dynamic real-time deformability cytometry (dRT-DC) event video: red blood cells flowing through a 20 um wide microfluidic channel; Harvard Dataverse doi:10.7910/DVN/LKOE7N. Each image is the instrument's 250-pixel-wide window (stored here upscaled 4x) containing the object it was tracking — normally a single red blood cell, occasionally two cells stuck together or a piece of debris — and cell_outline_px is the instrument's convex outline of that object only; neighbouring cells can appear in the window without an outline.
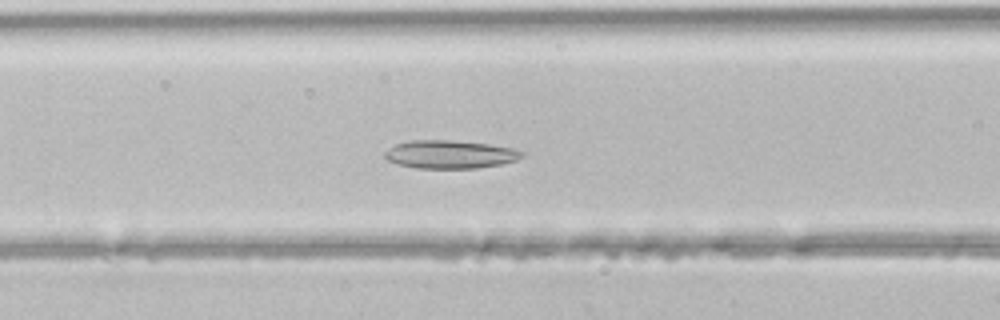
{"species": "common noctule bat (a hibernating species)", "species_latin": "Nyctalus noctula", "temperature_condition": "room temperature", "stored_images_in_passage": 47, "camera_frame_rate_fps": 3000, "um_per_image_px": 0.085, "animal": {"sex": "male", "body_mass_g": 21.5, "forearm_length_mm": 52.0}, "frame": {"image": 1, "passage_image": 19, "time_ms": 6.0, "image_size_px": [1000, 320], "cell_outline_px": [[524, 156], [516, 160], [500, 164], [476, 168], [416, 168], [400, 164], [388, 160], [384, 156], [384, 152], [388, 148], [396, 144], [412, 140], [452, 140], [488, 144], [512, 148], [524, 152]], "centroid_in_image_um": [38.25, 13.12], "position_along_channel_um": 128.4, "area_um2": 22.37}}
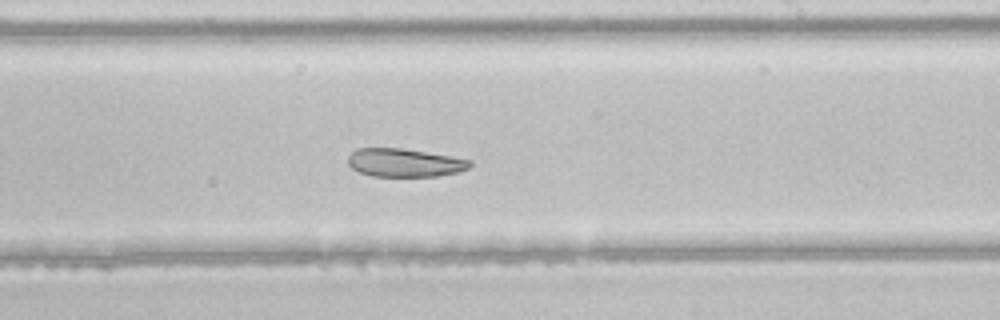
{"frame": {"image": 2, "passage_image": 28, "time_ms": 9.0, "image_size_px": [1000, 320], "cell_outline_px": [[472, 164], [468, 168], [456, 172], [436, 176], [372, 176], [360, 172], [352, 168], [348, 164], [348, 156], [356, 148], [400, 148], [452, 156], [472, 160]], "centroid_in_image_um": [34.38, 13.82], "position_along_channel_um": 254.6, "area_um2": 20.0}}
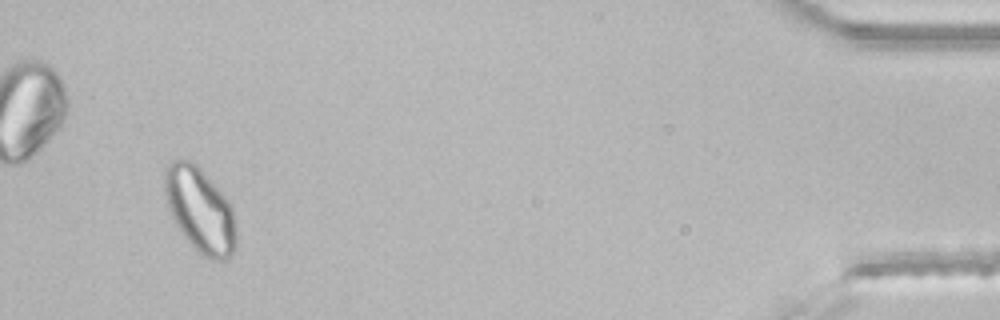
{"frame": {"image": 3, "passage_image": 45, "time_ms": 14.667, "image_size_px": [1000, 320], "cell_outline_px": [[236, 248], [228, 260], [212, 260], [200, 256], [196, 252], [184, 236], [176, 224], [168, 208], [164, 192], [164, 168], [172, 160], [192, 160], [200, 168], [232, 204], [236, 228]], "centroid_in_image_um": [17.01, 17.88], "position_along_channel_um": 418.2, "area_um2": 35.84}}